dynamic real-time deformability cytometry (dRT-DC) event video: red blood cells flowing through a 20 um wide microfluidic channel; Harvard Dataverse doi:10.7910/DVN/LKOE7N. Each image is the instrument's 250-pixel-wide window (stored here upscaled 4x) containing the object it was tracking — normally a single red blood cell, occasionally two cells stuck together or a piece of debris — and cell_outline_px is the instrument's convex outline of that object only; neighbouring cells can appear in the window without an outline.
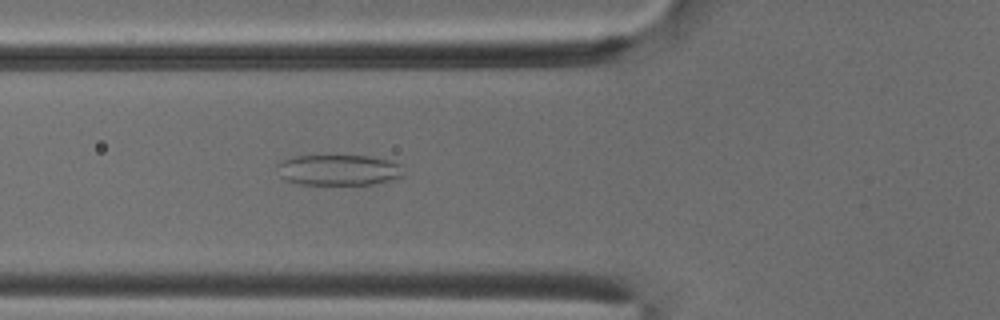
{"species": "common noctule bat (a hibernating species)", "species_latin": "Nyctalus noctula", "temperature_condition": "cold", "stored_images_in_passage": 39, "camera_frame_rate_fps": 3000, "um_per_image_px": 0.085, "animal": {"sex": "male", "body_mass_g": 18.8}, "frame": {"image": 1, "passage_image": 6, "time_ms": 1.667, "image_size_px": [1000, 320], "cell_outline_px": [[404, 176], [372, 184], [300, 184], [288, 180], [280, 176], [276, 164], [284, 160], [296, 156], [368, 156], [388, 160], [400, 164]], "centroid_in_image_um": [28.78, 14.45], "position_along_channel_um": 97.0, "area_um2": 22.31}}
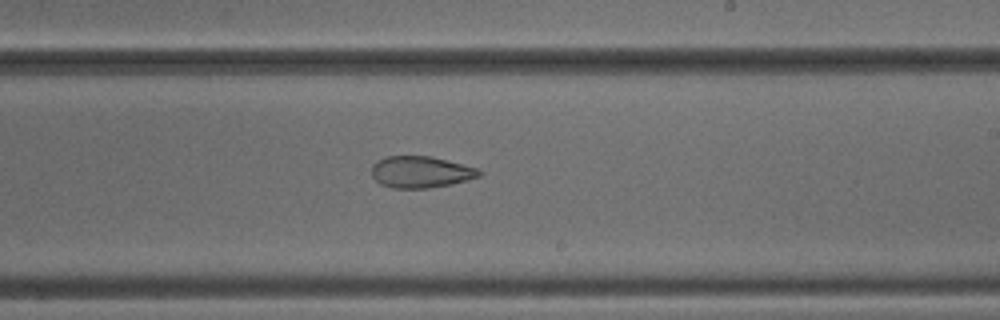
{"frame": {"image": 2, "passage_image": 18, "time_ms": 5.667, "image_size_px": [1000, 320], "cell_outline_px": [[484, 172], [480, 176], [468, 180], [452, 184], [428, 188], [392, 188], [380, 184], [372, 176], [372, 164], [376, 160], [388, 156], [432, 156], [476, 168]], "centroid_in_image_um": [35.75, 14.62], "position_along_channel_um": 253.2, "area_um2": 19.88}}
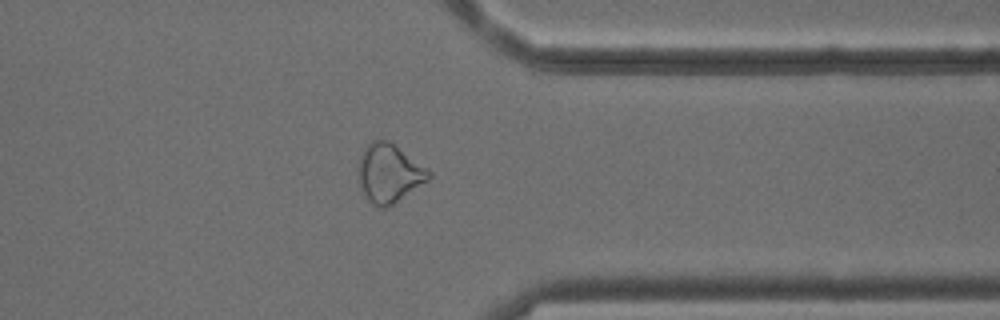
{"frame": {"image": 3, "passage_image": 28, "time_ms": 9.0, "image_size_px": [1000, 320], "cell_outline_px": [[432, 176], [428, 180], [392, 204], [384, 208], [380, 208], [372, 204], [368, 200], [360, 184], [356, 168], [360, 156], [364, 148], [372, 140], [388, 140], [428, 168], [432, 172]], "centroid_in_image_um": [33.06, 14.71], "position_along_channel_um": 378.3, "area_um2": 23.93}, "authors_computed_cell_mechanics": {"area_um2": 21.3282, "velocity_mm_per_s": 3.8931, "shape_relaxation_time_tau1_ms": null, "shape_relaxation_time_tau2_ms": 3.8648, "deformation_change_tau1": null, "deformation_change_tau2": 0.1145}}